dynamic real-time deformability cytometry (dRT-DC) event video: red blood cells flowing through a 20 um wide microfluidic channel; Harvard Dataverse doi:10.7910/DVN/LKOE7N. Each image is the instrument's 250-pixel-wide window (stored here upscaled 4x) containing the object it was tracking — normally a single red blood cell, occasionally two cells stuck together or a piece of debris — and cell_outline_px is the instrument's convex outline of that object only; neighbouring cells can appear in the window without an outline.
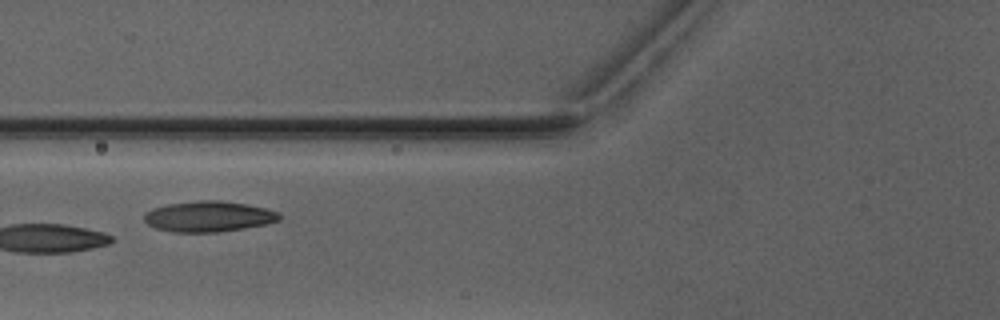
{"species": "Egyptian fruit bat (a non-hibernating species)", "species_latin": "Rousettus aegyptiacus", "temperature_condition": "warm", "stored_images_in_passage": 7, "camera_frame_rate_fps": 3000, "um_per_image_px": 0.085, "animal": {"sex": "male"}, "frame": {"image": 1, "passage_image": 7, "time_ms": 7.333, "image_size_px": [1000, 320], "cell_outline_px": [[280, 220], [268, 224], [220, 232], [172, 232], [156, 228], [148, 224], [144, 220], [144, 212], [152, 208], [168, 204], [200, 200], [220, 200], [248, 204], [264, 208], [276, 212], [280, 216]], "centroid_in_image_um": [17.71, 18.4], "position_along_channel_um": 108.1, "area_um2": 24.22}}